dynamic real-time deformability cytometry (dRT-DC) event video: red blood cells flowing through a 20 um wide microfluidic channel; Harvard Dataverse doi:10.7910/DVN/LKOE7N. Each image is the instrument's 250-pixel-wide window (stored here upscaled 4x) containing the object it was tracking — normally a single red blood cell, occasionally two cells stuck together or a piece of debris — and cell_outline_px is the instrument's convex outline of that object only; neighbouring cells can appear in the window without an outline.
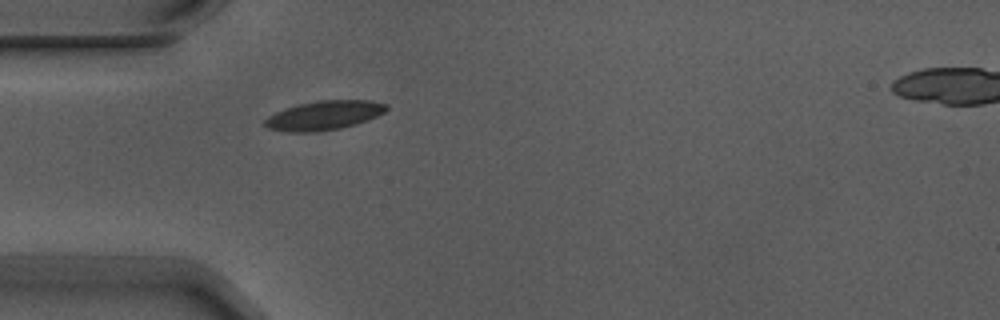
{"species": "Egyptian fruit bat (a non-hibernating species)", "species_latin": "Rousettus aegyptiacus", "temperature_condition": "warm", "stored_images_in_passage": 5, "camera_frame_rate_fps": 3000, "um_per_image_px": 0.085, "animal": {"sex": "male"}, "frame": {"image": 1, "passage_image": 5, "time_ms": 1.333, "image_size_px": [1000, 320], "cell_outline_px": [[388, 108], [384, 112], [368, 120], [356, 124], [340, 128], [316, 132], [288, 132], [268, 128], [264, 124], [264, 120], [268, 116], [276, 112], [300, 104], [320, 100], [368, 100], [388, 104]], "centroid_in_image_um": [27.56, 9.81], "position_along_channel_um": 57.4, "area_um2": 20.52}}